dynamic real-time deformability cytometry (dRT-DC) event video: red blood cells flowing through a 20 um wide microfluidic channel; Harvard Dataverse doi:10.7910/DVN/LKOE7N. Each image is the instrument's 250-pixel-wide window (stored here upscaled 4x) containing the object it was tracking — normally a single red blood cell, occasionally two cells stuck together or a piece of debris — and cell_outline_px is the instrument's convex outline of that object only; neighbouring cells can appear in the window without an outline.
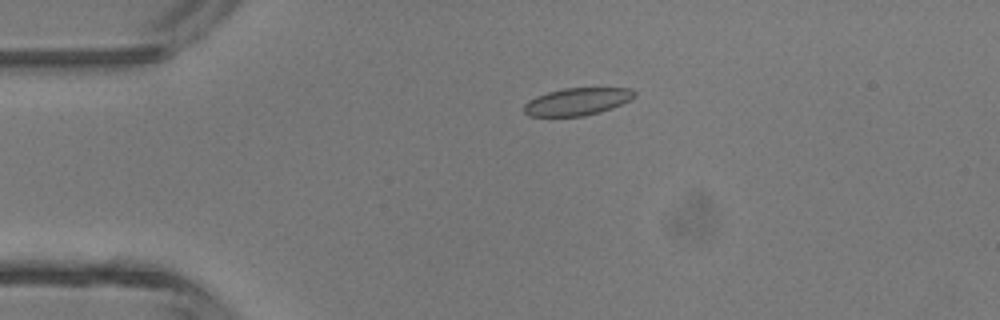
{"species": "common noctule bat (a hibernating species)", "species_latin": "Nyctalus noctula", "temperature_condition": "room temperature", "stored_images_in_passage": 7, "camera_frame_rate_fps": 3000, "um_per_image_px": 0.085, "animal": {"sex": "male", "body_mass_g": 13.3}, "frame": {"image": 1, "passage_image": 4, "time_ms": 1.0, "image_size_px": [1000, 320], "cell_outline_px": [[636, 96], [612, 108], [584, 116], [528, 116], [524, 112], [524, 104], [528, 100], [536, 96], [548, 92], [564, 88], [632, 88], [636, 92]], "centroid_in_image_um": [49.04, 8.63], "position_along_channel_um": 36.0, "area_um2": 17.57}}
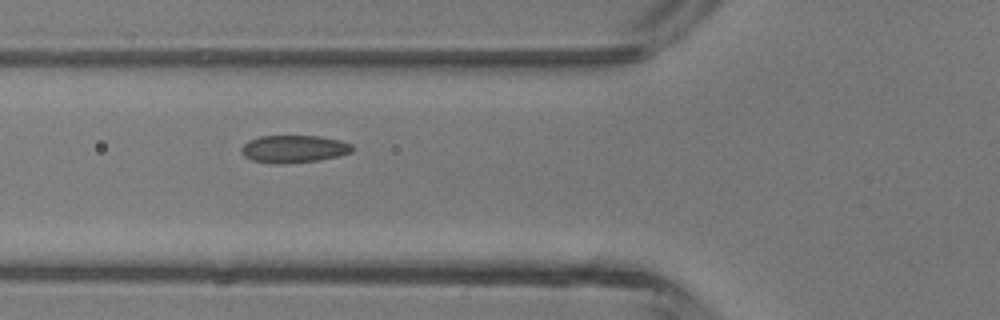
{"frame": {"image": 2, "passage_image": 6, "time_ms": 1.667, "image_size_px": [1000, 320], "cell_outline_px": [[356, 148], [352, 152], [320, 160], [280, 164], [252, 160], [244, 156], [240, 152], [240, 148], [248, 140], [260, 136], [320, 136], [340, 140], [352, 144]], "centroid_in_image_um": [24.98, 12.65], "position_along_channel_um": 100.8, "area_um2": 17.86}}
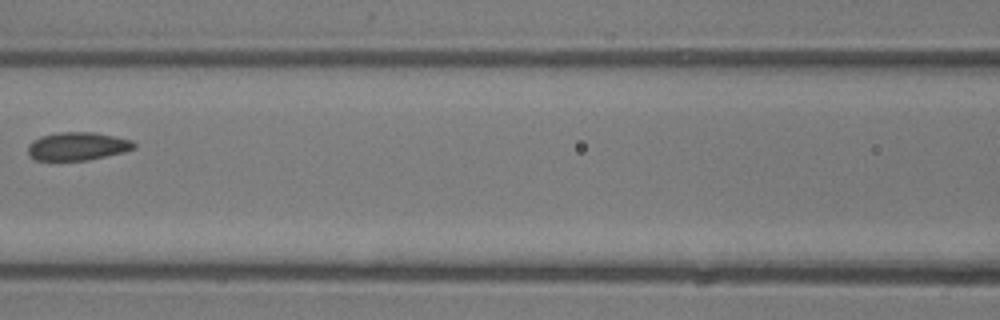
{"frame": {"image": 3, "passage_image": 7, "time_ms": 2.0, "image_size_px": [1000, 320], "cell_outline_px": [[136, 148], [124, 152], [88, 160], [32, 160], [28, 156], [28, 144], [32, 140], [40, 136], [60, 132], [92, 132], [132, 140], [136, 144]], "centroid_in_image_um": [6.55, 12.44], "position_along_channel_um": 160.0, "area_um2": 17.51}}